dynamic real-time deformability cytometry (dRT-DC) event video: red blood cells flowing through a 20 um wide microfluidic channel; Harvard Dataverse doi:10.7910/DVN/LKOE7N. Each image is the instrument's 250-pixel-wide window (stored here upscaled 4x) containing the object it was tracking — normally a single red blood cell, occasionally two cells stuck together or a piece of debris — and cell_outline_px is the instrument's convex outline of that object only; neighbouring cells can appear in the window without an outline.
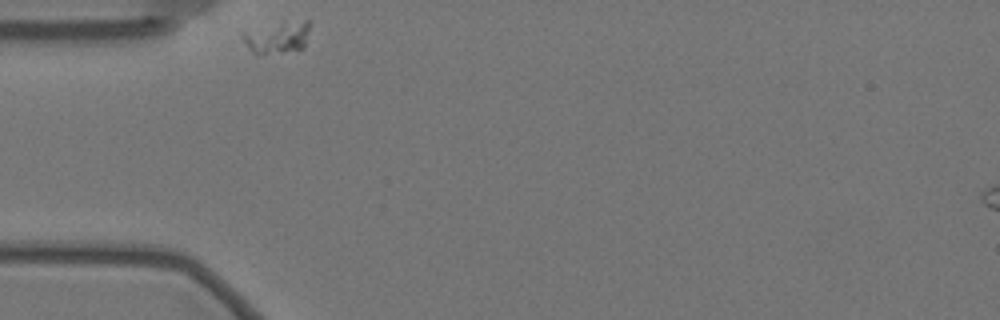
{"species": "Egyptian fruit bat (a non-hibernating species)", "species_latin": "Rousettus aegyptiacus", "temperature_condition": "warm", "stored_images_in_passage": 33, "camera_frame_rate_fps": 3000, "um_per_image_px": 0.085, "animal": {"sex": "female"}, "frame": {"image": 1, "passage_image": 1, "time_ms": 0.0, "image_size_px": [1000, 320], "cell_outline_px": [[308, 28], [304, 48], [256, 56], [248, 48], [240, 36], [240, 32], [280, 24], [304, 20], [308, 20]], "centroid_in_image_um": [23.49, 3.23], "position_along_channel_um": 61.5, "area_um2": 12.08}}
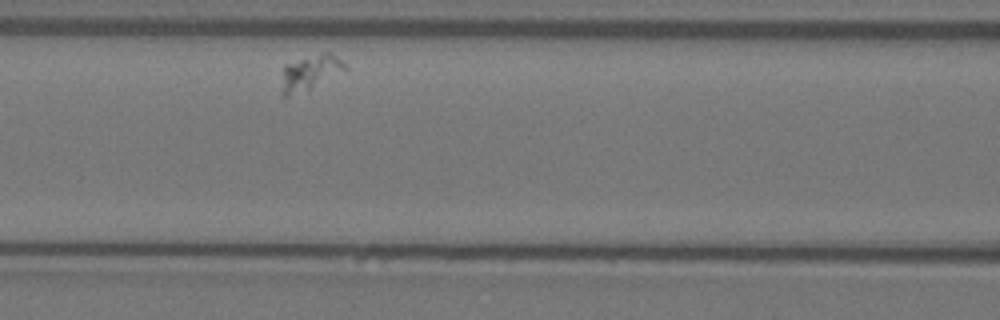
{"frame": {"image": 2, "passage_image": 10, "time_ms": 3.0, "image_size_px": [1000, 320], "cell_outline_px": [[348, 68], [308, 92], [288, 96], [284, 96], [284, 64], [328, 52], [336, 56]], "centroid_in_image_um": [26.41, 6.2], "position_along_channel_um": 140.2, "area_um2": 12.54}}
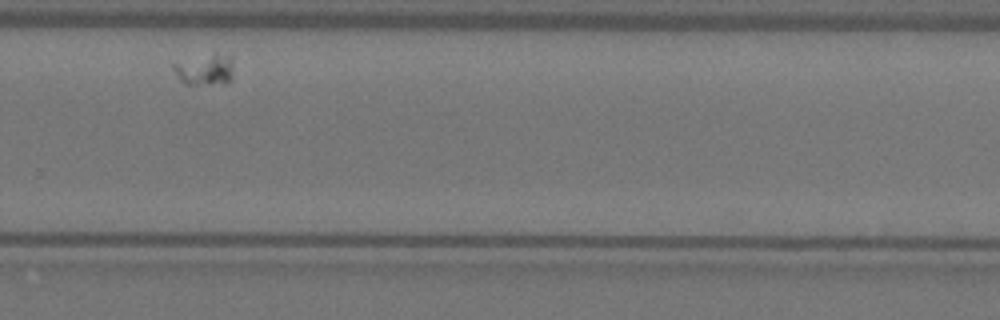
{"frame": {"image": 3, "passage_image": 28, "time_ms": 9.0, "image_size_px": [1000, 320], "cell_outline_px": [[232, 68], [228, 80], [196, 84], [184, 84], [180, 80], [172, 68], [172, 64], [212, 52], [232, 52]], "centroid_in_image_um": [17.41, 5.81], "position_along_channel_um": 312.4, "area_um2": 10.75}}